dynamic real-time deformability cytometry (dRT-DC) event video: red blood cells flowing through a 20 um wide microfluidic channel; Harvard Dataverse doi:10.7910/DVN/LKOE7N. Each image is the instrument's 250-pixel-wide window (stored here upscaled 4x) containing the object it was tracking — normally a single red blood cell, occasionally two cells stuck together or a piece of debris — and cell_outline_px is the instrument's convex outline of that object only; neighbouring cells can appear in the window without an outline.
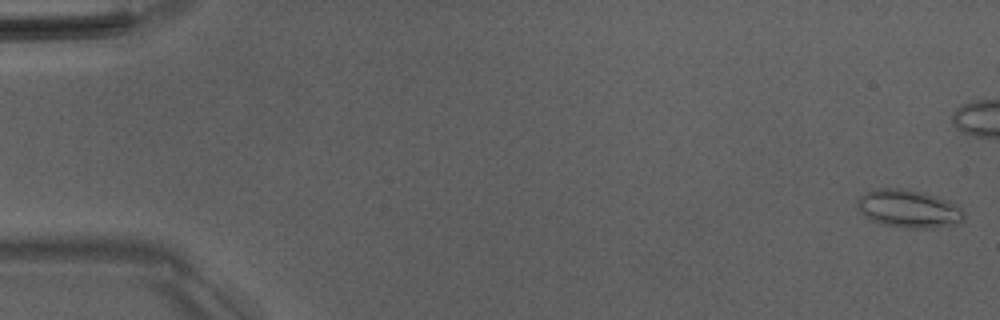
{"species": "Egyptian fruit bat (a non-hibernating species)", "species_latin": "Rousettus aegyptiacus", "temperature_condition": "room temperature", "stored_images_in_passage": 53, "camera_frame_rate_fps": 3000, "um_per_image_px": 0.085, "animal": {"sex": "male"}, "frame": {"image": 1, "passage_image": 1, "time_ms": 0.0, "image_size_px": [1000, 320], "cell_outline_px": [[964, 220], [960, 224], [928, 228], [904, 228], [880, 224], [864, 216], [856, 208], [856, 200], [864, 192], [876, 188], [900, 188], [920, 192], [936, 196], [960, 208], [964, 212]], "centroid_in_image_um": [77.17, 17.75], "position_along_channel_um": 7.8, "area_um2": 23.7}, "authors_computed_cell_mechanics": {"area_um2": 15.9528, "velocity_mm_per_s": 4.0092, "shape_relaxation_time_tau1_ms": 10.8876, "shape_relaxation_time_tau2_ms": 2.4135, "deformation_change_tau1": 0.2157, "deformation_change_tau2": 0.0836}}